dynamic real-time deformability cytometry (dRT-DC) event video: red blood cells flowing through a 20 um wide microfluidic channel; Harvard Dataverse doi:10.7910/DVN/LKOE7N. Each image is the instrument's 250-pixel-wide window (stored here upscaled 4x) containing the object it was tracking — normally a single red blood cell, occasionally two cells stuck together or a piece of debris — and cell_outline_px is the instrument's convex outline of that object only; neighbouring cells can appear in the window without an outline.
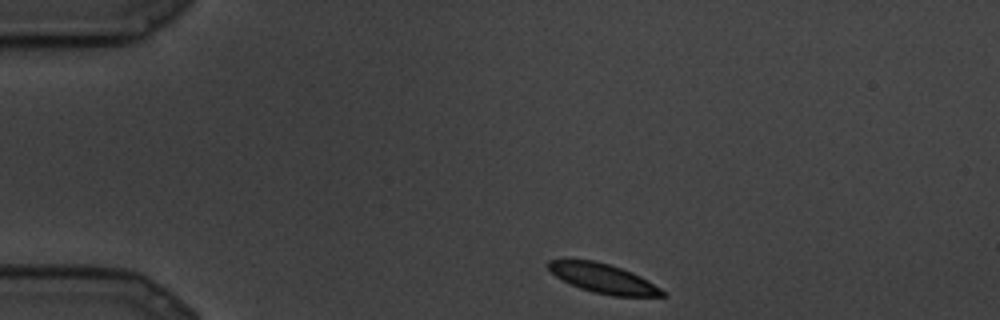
{"species": "common noctule bat (a hibernating species)", "species_latin": "Nyctalus noctula", "temperature_condition": "cold", "stored_images_in_passage": 10, "camera_frame_rate_fps": 3000, "um_per_image_px": 0.085, "animal": {"sex": "male", "body_mass_g": 19.5, "forearm_length_mm": 54.6}, "frame": {"image": 1, "passage_image": 1, "time_ms": 0.0, "image_size_px": [1000, 320], "cell_outline_px": [[668, 296], [612, 296], [592, 292], [580, 288], [556, 276], [544, 264], [548, 260], [596, 260], [632, 272], [648, 280], [668, 292]], "centroid_in_image_um": [51.32, 23.67], "position_along_channel_um": 33.7, "area_um2": 19.54}}
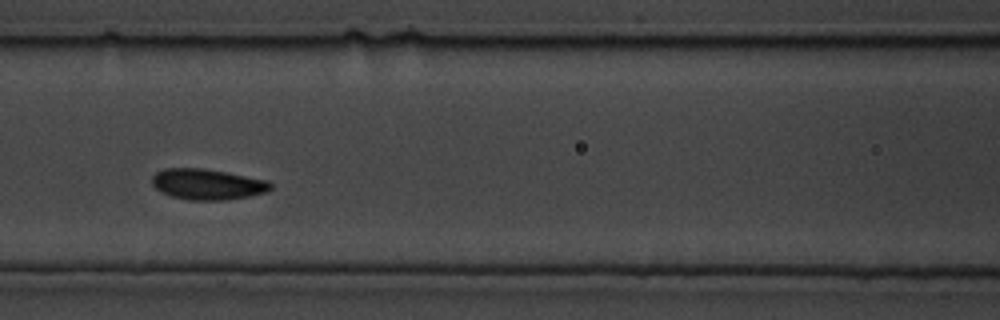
{"frame": {"image": 2, "passage_image": 7, "time_ms": 2.0, "image_size_px": [1000, 320], "cell_outline_px": [[272, 188], [268, 192], [228, 200], [188, 200], [172, 196], [156, 188], [152, 184], [152, 176], [156, 172], [164, 168], [204, 168], [228, 172], [268, 180], [272, 184]], "centroid_in_image_um": [17.66, 15.65], "position_along_channel_um": 148.9, "area_um2": 21.39}}
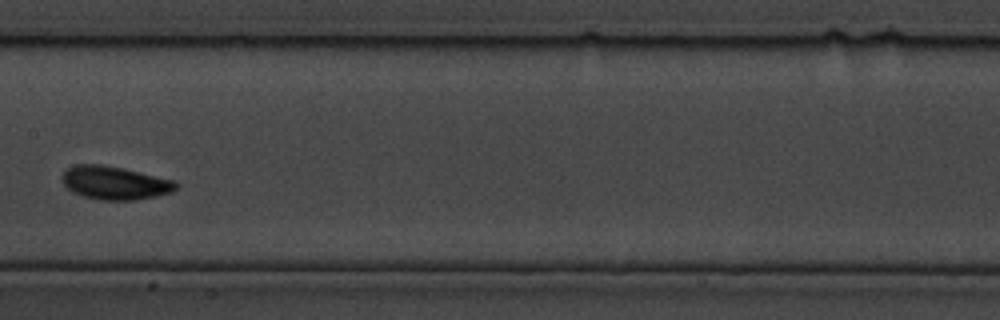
{"frame": {"image": 3, "passage_image": 9, "time_ms": 2.667, "image_size_px": [1000, 320], "cell_outline_px": [[180, 184], [172, 192], [156, 196], [132, 200], [100, 200], [84, 196], [72, 192], [60, 180], [60, 176], [68, 168], [76, 164], [104, 164], [124, 168], [176, 180]], "centroid_in_image_um": [9.77, 15.53], "position_along_channel_um": 197.6, "area_um2": 22.37}}